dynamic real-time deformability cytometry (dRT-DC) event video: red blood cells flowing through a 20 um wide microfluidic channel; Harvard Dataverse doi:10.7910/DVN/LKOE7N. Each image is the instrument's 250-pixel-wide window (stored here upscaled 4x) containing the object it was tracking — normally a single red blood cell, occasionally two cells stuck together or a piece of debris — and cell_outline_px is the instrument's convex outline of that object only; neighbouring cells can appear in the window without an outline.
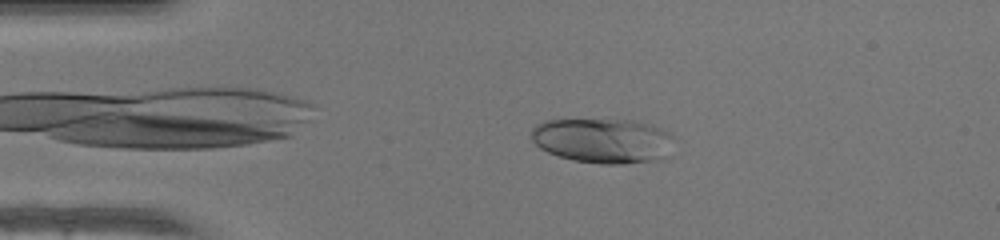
{"species": "human", "species_latin": "Homo sapiens", "temperature_condition": "warm", "stored_images_in_passage": 47, "camera_frame_rate_fps": 3000, "um_per_image_px": 0.085, "donor": {"sex": "female"}, "frame": {"image": 1, "passage_image": 9, "time_ms": 2.667, "image_size_px": [1000, 240], "cell_outline_px": [[672, 136], [648, 160], [620, 164], [604, 164], [572, 160], [548, 152], [540, 148], [532, 140], [532, 128], [536, 124], [544, 120], [632, 120], [652, 124], [668, 132]], "centroid_in_image_um": [51.01, 11.91], "position_along_channel_um": 34.0, "area_um2": 35.6}}
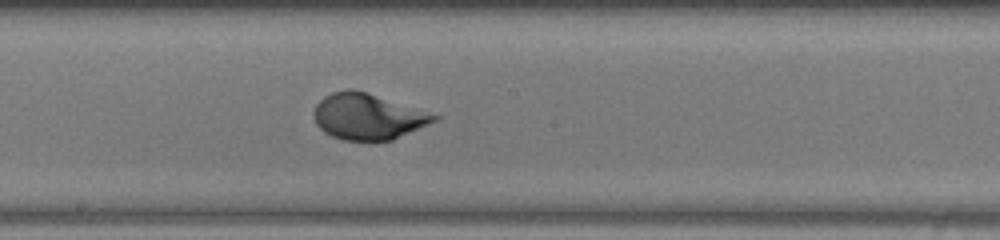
{"frame": {"image": 2, "passage_image": 25, "time_ms": 8.0, "image_size_px": [1000, 240], "cell_outline_px": [[440, 116], [436, 120], [428, 124], [392, 140], [344, 140], [332, 136], [324, 132], [316, 124], [312, 112], [316, 104], [324, 96], [332, 92], [348, 88], [352, 88], [368, 92]], "centroid_in_image_um": [31.21, 9.89], "position_along_channel_um": 217.0, "area_um2": 32.08}}
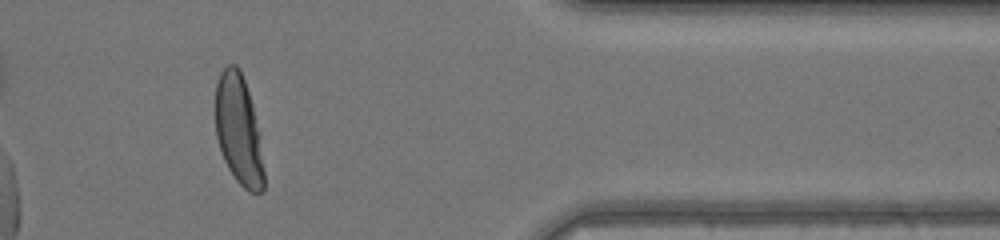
{"frame": {"image": 3, "passage_image": 39, "time_ms": 12.667, "image_size_px": [1000, 240], "cell_outline_px": [[264, 192], [248, 192], [236, 180], [228, 168], [224, 160], [216, 136], [216, 84], [220, 72], [228, 64], [236, 64], [240, 68], [252, 104], [260, 132], [264, 172]], "centroid_in_image_um": [20.3, 11.06], "position_along_channel_um": 391.1, "area_um2": 31.21}, "authors_computed_cell_mechanics": {"area_um2": 32.7726, "velocity_mm_per_s": 4.2532, "shape_relaxation_time_tau1_ms": 2.8643, "shape_relaxation_time_tau2_ms": null, "deformation_change_tau1": 0.2063, "deformation_change_tau2": null}}